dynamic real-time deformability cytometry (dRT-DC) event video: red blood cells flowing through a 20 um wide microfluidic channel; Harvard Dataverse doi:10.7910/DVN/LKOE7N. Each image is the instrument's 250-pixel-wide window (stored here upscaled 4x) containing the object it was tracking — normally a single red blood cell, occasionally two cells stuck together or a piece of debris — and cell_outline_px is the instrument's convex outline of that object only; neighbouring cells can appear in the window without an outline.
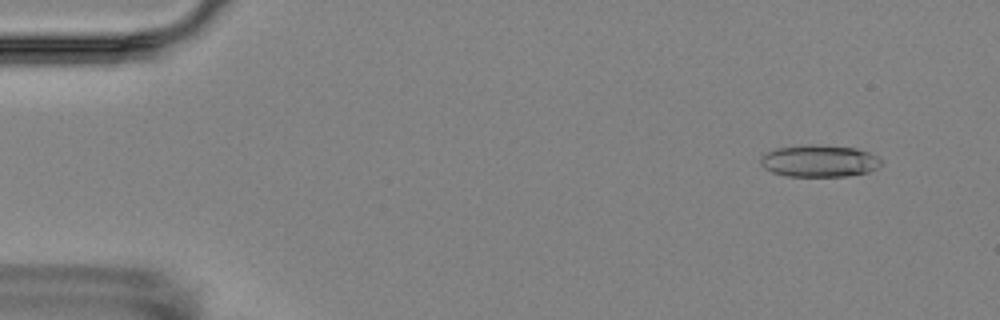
{"species": "Egyptian fruit bat (a non-hibernating species)", "species_latin": "Rousettus aegyptiacus", "temperature_condition": "room temperature", "stored_images_in_passage": 6, "camera_frame_rate_fps": 3000, "um_per_image_px": 0.085, "animal": {"sex": "female"}, "frame": {"image": 1, "passage_image": 1, "time_ms": 0.0, "image_size_px": [1000, 320], "cell_outline_px": [[880, 168], [868, 172], [848, 176], [788, 176], [772, 172], [764, 168], [760, 164], [760, 156], [776, 148], [808, 144], [816, 144], [856, 148], [868, 152], [876, 156], [880, 160]], "centroid_in_image_um": [69.63, 13.68], "position_along_channel_um": 15.4, "area_um2": 22.6}}